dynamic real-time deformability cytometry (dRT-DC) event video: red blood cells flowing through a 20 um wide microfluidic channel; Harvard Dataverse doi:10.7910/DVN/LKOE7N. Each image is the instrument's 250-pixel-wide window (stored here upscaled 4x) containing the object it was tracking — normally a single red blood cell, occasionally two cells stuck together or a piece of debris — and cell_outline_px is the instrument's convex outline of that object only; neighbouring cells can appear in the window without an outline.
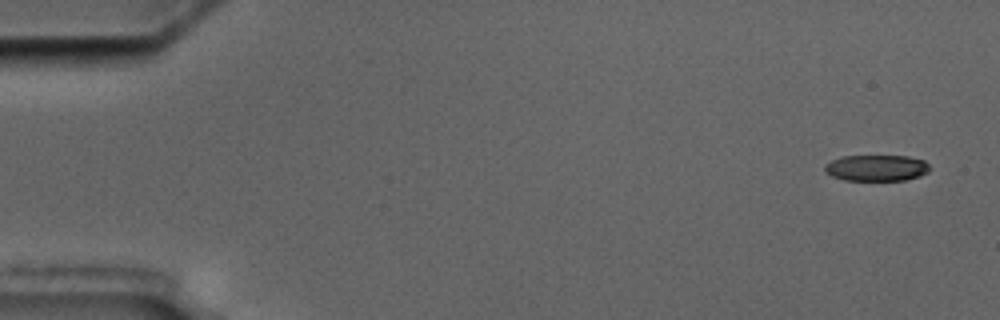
{"species": "common noctule bat (a hibernating species)", "species_latin": "Nyctalus noctula", "temperature_condition": "cold", "stored_images_in_passage": 5, "camera_frame_rate_fps": 3000, "um_per_image_px": 0.085, "animal": {"sex": "male", "body_mass_g": 17.5, "forearm_length_mm": 52.3}, "frame": {"image": 1, "passage_image": 1, "time_ms": 0.0, "image_size_px": [1000, 320], "cell_outline_px": [[928, 172], [920, 176], [904, 180], [844, 180], [832, 176], [824, 168], [824, 164], [840, 156], [908, 156], [924, 160], [928, 164]], "centroid_in_image_um": [74.5, 14.27], "position_along_channel_um": 10.5, "area_um2": 15.95}}
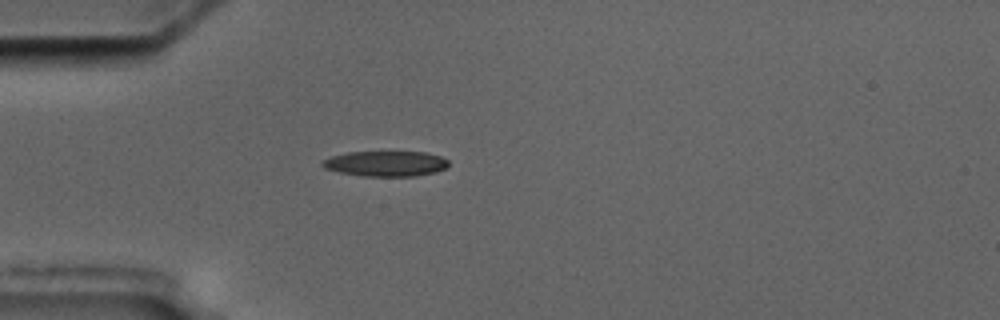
{"frame": {"image": 2, "passage_image": 4, "time_ms": 4.667, "image_size_px": [1000, 320], "cell_outline_px": [[448, 168], [436, 172], [416, 176], [364, 176], [340, 172], [324, 168], [320, 164], [320, 160], [332, 156], [348, 152], [424, 152], [440, 156], [448, 160]], "centroid_in_image_um": [32.79, 13.91], "position_along_channel_um": 52.2, "area_um2": 18.73}}